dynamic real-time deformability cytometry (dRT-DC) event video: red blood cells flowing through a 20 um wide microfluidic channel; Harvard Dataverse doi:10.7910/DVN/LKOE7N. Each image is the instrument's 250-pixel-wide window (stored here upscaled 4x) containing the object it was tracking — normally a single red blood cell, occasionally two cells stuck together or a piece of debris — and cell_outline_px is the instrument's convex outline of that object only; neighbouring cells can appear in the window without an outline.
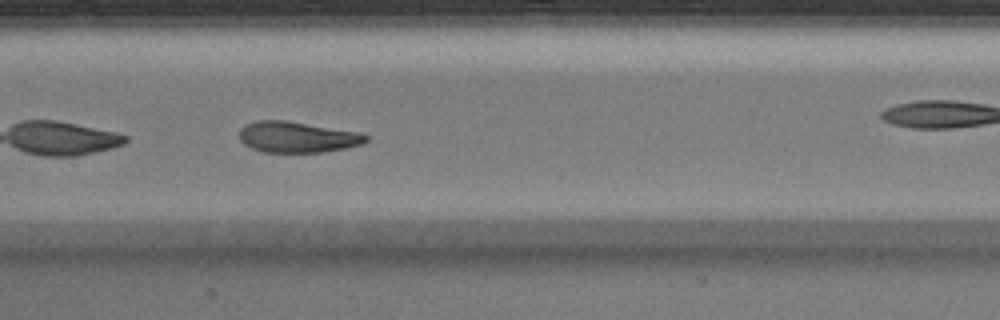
{"species": "Egyptian fruit bat (a non-hibernating species)", "species_latin": "Rousettus aegyptiacus", "temperature_condition": "warm", "stored_images_in_passage": 29, "camera_frame_rate_fps": 3000, "um_per_image_px": 0.085, "animal": {"sex": "male"}, "frame": {"image": 1, "passage_image": 9, "time_ms": 2.667, "image_size_px": [1000, 320], "cell_outline_px": [[368, 140], [364, 144], [344, 148], [320, 152], [264, 152], [252, 148], [244, 144], [240, 140], [240, 128], [244, 124], [256, 120], [288, 120], [356, 132], [368, 136]], "centroid_in_image_um": [25.23, 11.64], "position_along_channel_um": 182.2, "area_um2": 22.77}}